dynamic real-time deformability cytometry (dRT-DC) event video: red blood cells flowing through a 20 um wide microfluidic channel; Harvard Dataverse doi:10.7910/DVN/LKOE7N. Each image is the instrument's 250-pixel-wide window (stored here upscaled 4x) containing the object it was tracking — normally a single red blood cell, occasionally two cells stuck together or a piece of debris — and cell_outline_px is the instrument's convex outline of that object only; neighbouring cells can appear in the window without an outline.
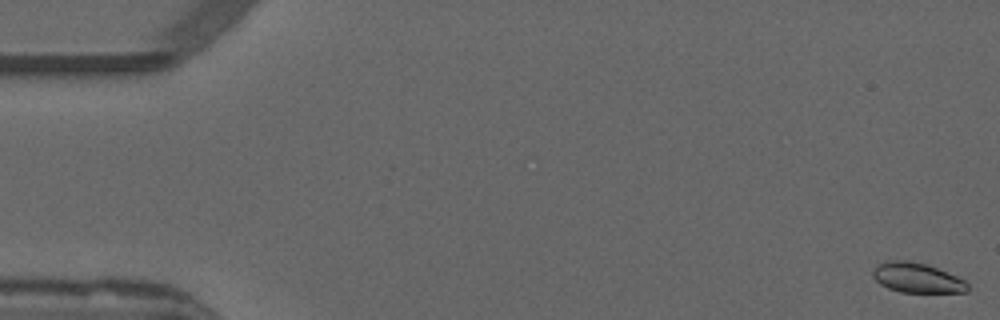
{"species": "common noctule bat (a hibernating species)", "species_latin": "Nyctalus noctula", "temperature_condition": "warm", "stored_images_in_passage": 53, "camera_frame_rate_fps": 3000, "um_per_image_px": 0.085, "animal": {"sex": "male", "forearm_length_mm": 52.5}, "frame": {"image": 1, "passage_image": 1, "time_ms": 0.0, "image_size_px": [1000, 320], "cell_outline_px": [[968, 292], [900, 292], [888, 288], [880, 284], [872, 276], [872, 272], [876, 264], [888, 260], [908, 260], [924, 264], [936, 268], [956, 276], [964, 280], [968, 284]], "centroid_in_image_um": [77.9, 23.61], "position_along_channel_um": 7.1, "area_um2": 16.42}}
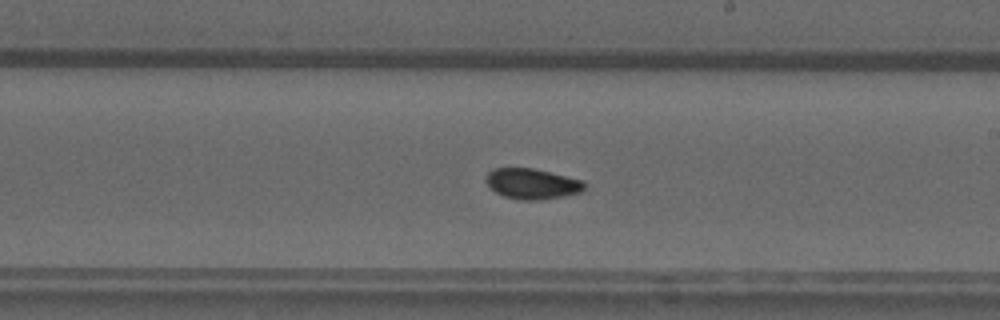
{"frame": {"image": 2, "passage_image": 31, "time_ms": 10.0, "image_size_px": [1000, 320], "cell_outline_px": [[588, 184], [580, 192], [564, 196], [540, 200], [520, 200], [504, 196], [496, 192], [484, 180], [488, 172], [492, 168], [532, 168], [584, 180]], "centroid_in_image_um": [45.24, 15.62], "position_along_channel_um": 243.8, "area_um2": 17.57}}
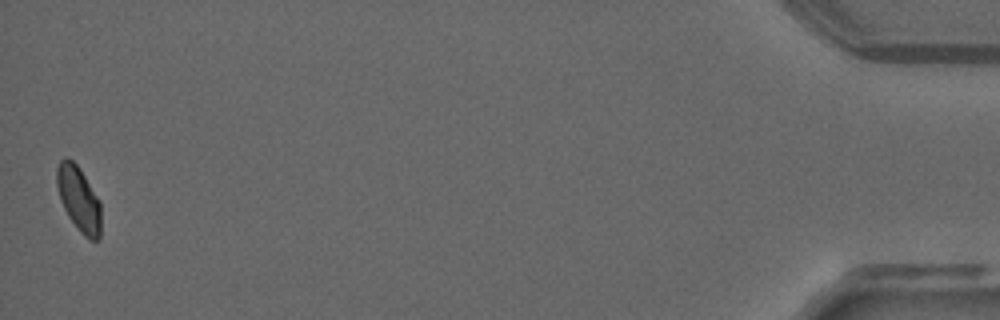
{"frame": {"image": 3, "passage_image": 53, "time_ms": 17.333, "image_size_px": [1000, 320], "cell_outline_px": [[100, 240], [92, 240], [84, 236], [80, 232], [68, 216], [60, 200], [56, 184], [56, 168], [60, 160], [68, 156], [80, 168], [100, 200]], "centroid_in_image_um": [6.69, 16.88], "position_along_channel_um": 428.5, "area_um2": 16.88}, "authors_computed_cell_mechanics": {"area_um2": 16.9932, "velocity_mm_per_s": 3.8594, "shape_relaxation_time_tau1_ms": 8.2011, "shape_relaxation_time_tau2_ms": 1.7322, "deformation_change_tau1": 0.179, "deformation_change_tau2": 0.0596}}